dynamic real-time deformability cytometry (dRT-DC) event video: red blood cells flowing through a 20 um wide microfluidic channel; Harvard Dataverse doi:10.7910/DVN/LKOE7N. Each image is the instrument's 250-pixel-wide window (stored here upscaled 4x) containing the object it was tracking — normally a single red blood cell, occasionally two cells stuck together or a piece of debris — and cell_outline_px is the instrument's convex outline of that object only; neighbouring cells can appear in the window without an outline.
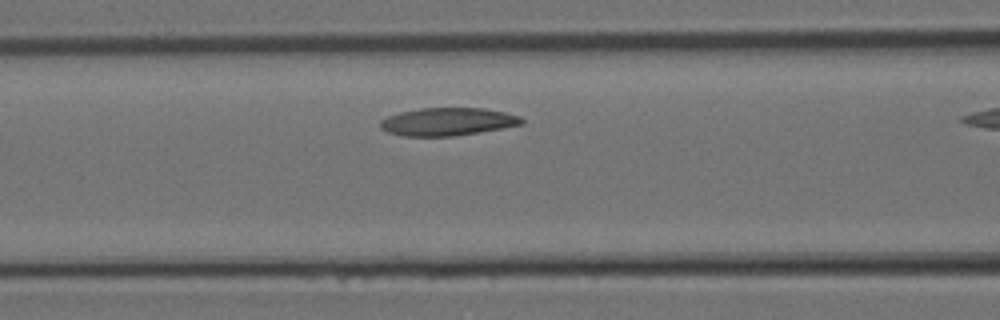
{"species": "Egyptian fruit bat (a non-hibernating species)", "species_latin": "Rousettus aegyptiacus", "temperature_condition": "room temperature", "stored_images_in_passage": 7, "camera_frame_rate_fps": 3000, "um_per_image_px": 0.085, "animal": {"sex": "female"}, "frame": {"image": 1, "passage_image": 6, "time_ms": 1.667, "image_size_px": [1000, 320], "cell_outline_px": [[524, 124], [452, 136], [404, 136], [388, 132], [380, 128], [380, 120], [388, 116], [400, 112], [420, 108], [484, 108], [504, 112], [520, 116], [524, 120]], "centroid_in_image_um": [38.03, 10.33], "position_along_channel_um": 128.6, "area_um2": 22.77}}